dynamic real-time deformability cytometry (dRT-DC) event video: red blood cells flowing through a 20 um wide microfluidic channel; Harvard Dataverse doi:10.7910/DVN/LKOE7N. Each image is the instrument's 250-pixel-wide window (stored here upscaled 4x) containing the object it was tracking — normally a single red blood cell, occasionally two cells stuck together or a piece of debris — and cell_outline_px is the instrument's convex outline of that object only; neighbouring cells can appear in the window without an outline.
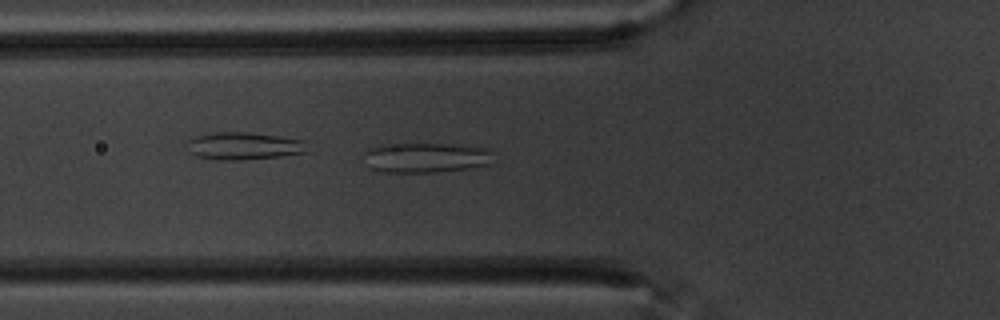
{"species": "common noctule bat (a hibernating species)", "species_latin": "Nyctalus noctula", "temperature_condition": "warm", "stored_images_in_passage": 49, "camera_frame_rate_fps": 3000, "um_per_image_px": 0.085, "animal": {"sex": "male", "body_mass_g": 20.1, "forearm_length_mm": 53.5}, "frame": {"image": 1, "passage_image": 20, "time_ms": 6.333, "image_size_px": [1000, 320], "cell_outline_px": [[492, 152], [488, 164], [468, 168], [436, 172], [388, 172], [368, 168], [364, 152], [364, 148], [388, 144], [452, 144], [492, 148]], "centroid_in_image_um": [36.17, 13.38], "position_along_channel_um": 89.6, "area_um2": 22.6}}
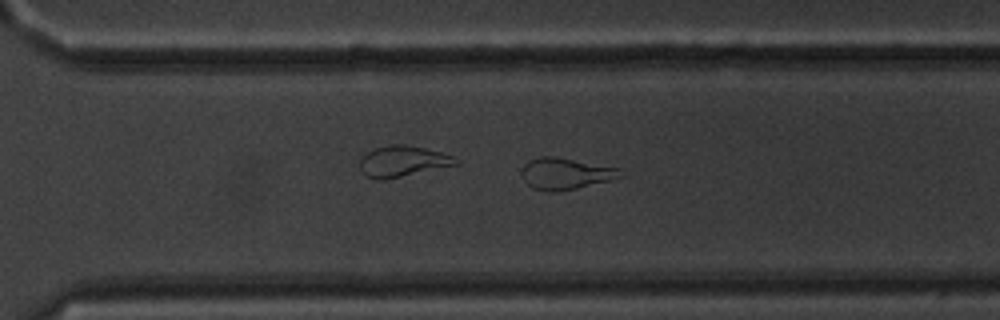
{"frame": {"image": 2, "passage_image": 40, "time_ms": 13.0, "image_size_px": [1000, 320], "cell_outline_px": [[628, 176], [612, 180], [576, 188], [556, 192], [548, 192], [532, 188], [524, 180], [520, 172], [524, 164], [528, 160], [540, 156], [556, 156], [620, 168]], "centroid_in_image_um": [48.11, 14.75], "position_along_channel_um": 322.5, "area_um2": 18.55}}
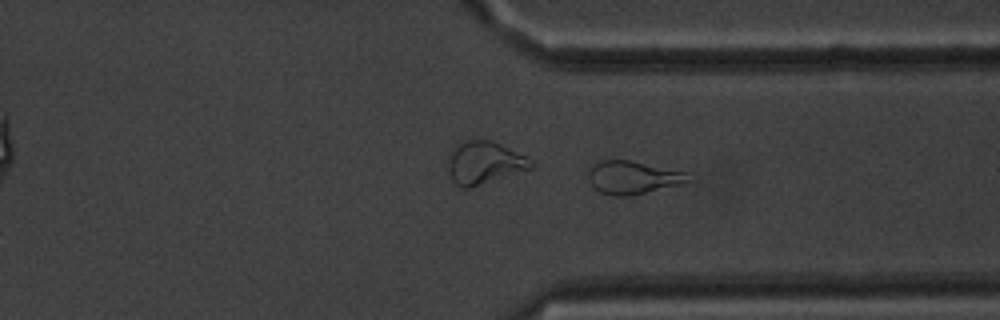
{"frame": {"image": 3, "passage_image": 43, "time_ms": 14.0, "image_size_px": [1000, 320], "cell_outline_px": [[696, 180], [628, 196], [616, 196], [600, 192], [592, 184], [588, 176], [588, 172], [592, 164], [596, 160], [628, 160], [688, 172]], "centroid_in_image_um": [53.82, 15.06], "position_along_channel_um": 357.6, "area_um2": 19.19}, "authors_computed_cell_mechanics": {"area_um2": 22.1374, "velocity_mm_per_s": 3.4894, "shape_relaxation_time_tau1_ms": null, "shape_relaxation_time_tau2_ms": 1.8897, "deformation_change_tau1": null, "deformation_change_tau2": 0.1169}}